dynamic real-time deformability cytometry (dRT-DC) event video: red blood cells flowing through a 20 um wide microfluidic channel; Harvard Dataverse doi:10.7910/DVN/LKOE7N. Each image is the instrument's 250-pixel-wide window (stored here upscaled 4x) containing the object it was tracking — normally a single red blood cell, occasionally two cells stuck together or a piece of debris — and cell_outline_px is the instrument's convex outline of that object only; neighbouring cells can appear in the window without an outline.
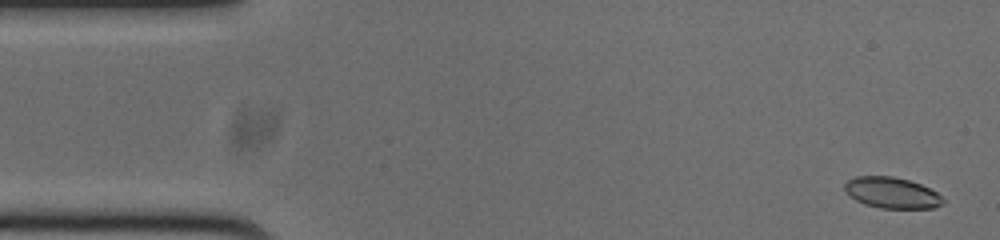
{"species": "common noctule bat (a hibernating species)", "species_latin": "Nyctalus noctula", "temperature_condition": "cold", "stored_images_in_passage": 53, "camera_frame_rate_fps": 3000, "um_per_image_px": 0.085, "animal": {"sex": "male", "body_mass_g": 20.0, "forearm_length_mm": 53.3}, "frame": {"image": 1, "passage_image": 2, "time_ms": 0.333, "image_size_px": [1000, 240], "cell_outline_px": [[944, 204], [932, 208], [880, 208], [864, 204], [856, 200], [844, 188], [844, 184], [848, 180], [856, 176], [892, 176], [908, 180], [920, 184], [936, 192], [944, 200]], "centroid_in_image_um": [75.81, 16.39], "position_along_channel_um": 9.2, "area_um2": 17.57}}
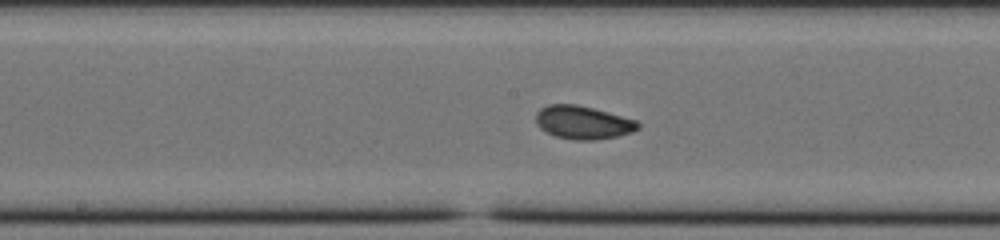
{"frame": {"image": 2, "passage_image": 26, "time_ms": 8.333, "image_size_px": [1000, 240], "cell_outline_px": [[640, 128], [632, 132], [616, 136], [592, 140], [576, 140], [556, 136], [540, 128], [536, 124], [536, 112], [540, 108], [548, 104], [576, 104], [608, 112], [636, 120], [640, 124]], "centroid_in_image_um": [49.54, 10.4], "position_along_channel_um": 198.7, "area_um2": 19.65}}
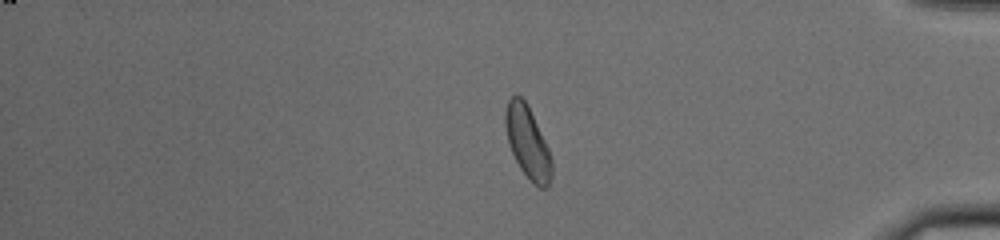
{"frame": {"image": 3, "passage_image": 44, "time_ms": 14.333, "image_size_px": [1000, 240], "cell_outline_px": [[552, 180], [544, 188], [540, 188], [532, 184], [520, 168], [508, 144], [504, 120], [504, 112], [508, 100], [512, 96], [520, 96], [528, 104], [548, 148], [552, 160]], "centroid_in_image_um": [44.84, 12.11], "position_along_channel_um": 390.4, "area_um2": 19.54}, "authors_computed_cell_mechanics": {"area_um2": 19.2474, "velocity_mm_per_s": 3.745, "shape_relaxation_time_tau1_ms": 2.3998, "shape_relaxation_time_tau2_ms": 2.3083, "deformation_change_tau1": 0.0834, "deformation_change_tau2": 0.0568}}